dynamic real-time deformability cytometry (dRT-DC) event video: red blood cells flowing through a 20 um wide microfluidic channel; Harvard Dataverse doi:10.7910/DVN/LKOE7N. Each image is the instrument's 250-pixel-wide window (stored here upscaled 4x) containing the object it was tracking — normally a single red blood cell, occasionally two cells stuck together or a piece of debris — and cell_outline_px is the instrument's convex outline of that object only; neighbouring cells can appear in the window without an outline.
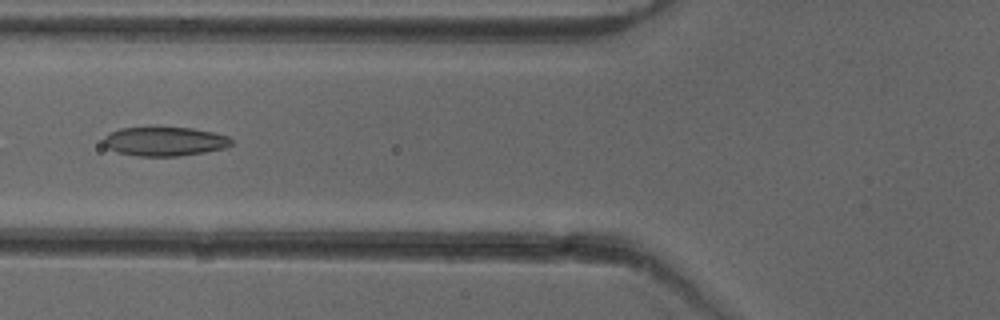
{"species": "common noctule bat (a hibernating species)", "species_latin": "Nyctalus noctula", "temperature_condition": "cold", "stored_images_in_passage": 52, "camera_frame_rate_fps": 3000, "um_per_image_px": 0.085, "animal": {"sex": "female"}, "frame": {"image": 1, "passage_image": 20, "time_ms": 6.333, "image_size_px": [1000, 320], "cell_outline_px": [[232, 144], [224, 148], [204, 152], [176, 156], [140, 156], [116, 152], [108, 148], [104, 144], [104, 136], [120, 128], [192, 128], [212, 132], [228, 136], [232, 140]], "centroid_in_image_um": [13.99, 12.02], "position_along_channel_um": 111.8, "area_um2": 21.33}}
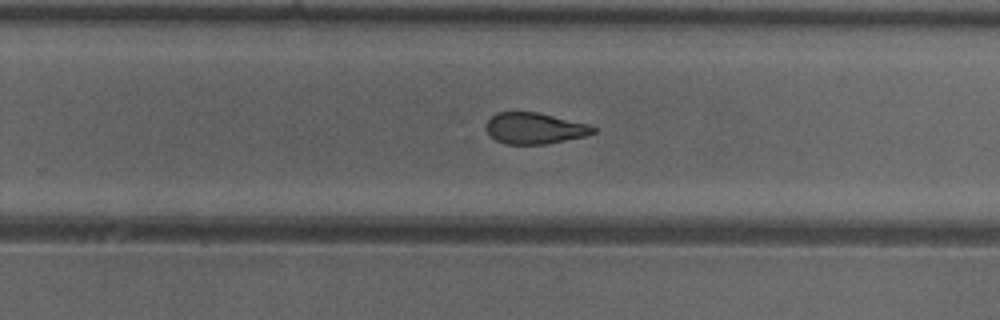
{"frame": {"image": 2, "passage_image": 33, "time_ms": 10.667, "image_size_px": [1000, 320], "cell_outline_px": [[596, 132], [584, 136], [544, 144], [504, 144], [496, 140], [488, 132], [488, 120], [496, 112], [536, 112], [588, 124], [596, 128]], "centroid_in_image_um": [45.45, 10.9], "position_along_channel_um": 284.4, "area_um2": 19.07}}
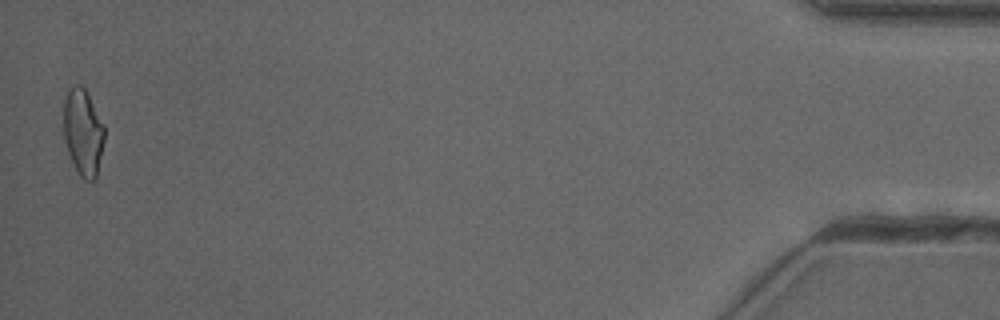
{"frame": {"image": 3, "passage_image": 51, "time_ms": 16.667, "image_size_px": [1000, 320], "cell_outline_px": [[104, 140], [96, 176], [92, 180], [84, 180], [80, 176], [68, 152], [64, 140], [64, 100], [68, 88], [76, 84], [80, 84], [84, 88], [104, 124]], "centroid_in_image_um": [7.05, 11.21], "position_along_channel_um": 428.2, "area_um2": 20.35}, "authors_computed_cell_mechanics": {"area_um2": 21.2415, "velocity_mm_per_s": 3.983, "shape_relaxation_time_tau1_ms": null, "shape_relaxation_time_tau2_ms": 2.4827, "deformation_change_tau1": null, "deformation_change_tau2": 0.0897}}